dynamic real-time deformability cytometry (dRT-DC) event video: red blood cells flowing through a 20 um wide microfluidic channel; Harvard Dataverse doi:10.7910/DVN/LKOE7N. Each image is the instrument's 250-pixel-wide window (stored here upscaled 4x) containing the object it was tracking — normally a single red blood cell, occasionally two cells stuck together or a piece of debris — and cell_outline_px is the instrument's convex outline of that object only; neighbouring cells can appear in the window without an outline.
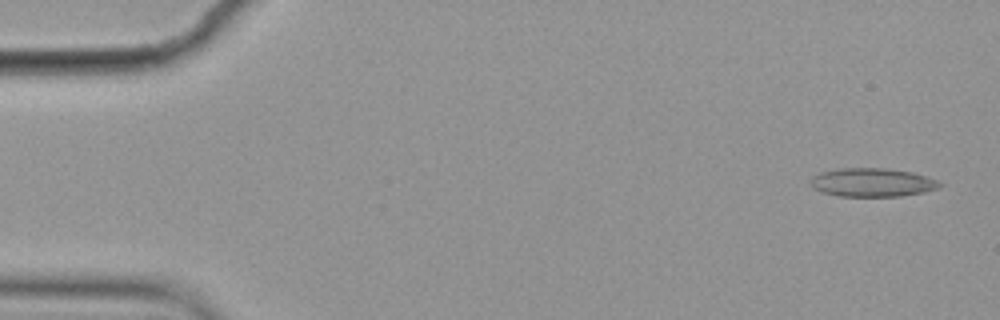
{"species": "common noctule bat (a hibernating species)", "species_latin": "Nyctalus noctula", "temperature_condition": "cold", "stored_images_in_passage": 6, "camera_frame_rate_fps": 3000, "um_per_image_px": 0.085, "animal": {"sex": "female", "body_mass_g": 19.9}, "frame": {"image": 1, "passage_image": 1, "time_ms": 0.0, "image_size_px": [1000, 320], "cell_outline_px": [[944, 184], [936, 188], [924, 192], [900, 196], [840, 196], [820, 192], [812, 188], [812, 176], [820, 172], [840, 168], [888, 168], [912, 172], [936, 180]], "centroid_in_image_um": [74.12, 15.5], "position_along_channel_um": 10.9, "area_um2": 21.44}}
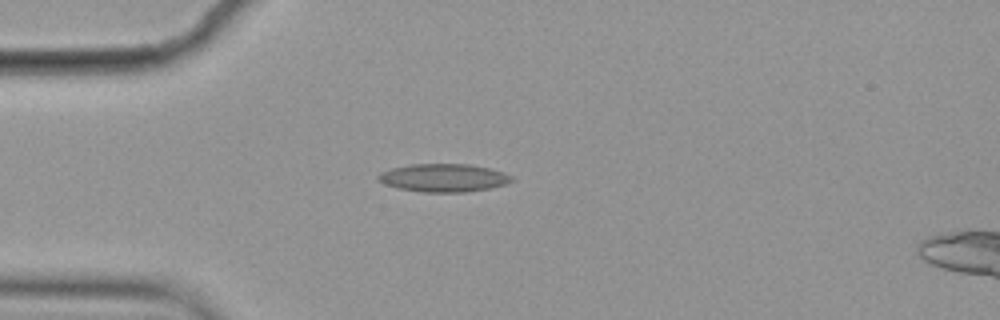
{"frame": {"image": 2, "passage_image": 4, "time_ms": 1.0, "image_size_px": [1000, 320], "cell_outline_px": [[516, 180], [492, 188], [464, 192], [424, 192], [400, 188], [384, 184], [376, 180], [376, 176], [380, 172], [392, 168], [412, 164], [468, 164], [488, 168], [512, 176]], "centroid_in_image_um": [37.68, 15.11], "position_along_channel_um": 47.3, "area_um2": 21.73}}
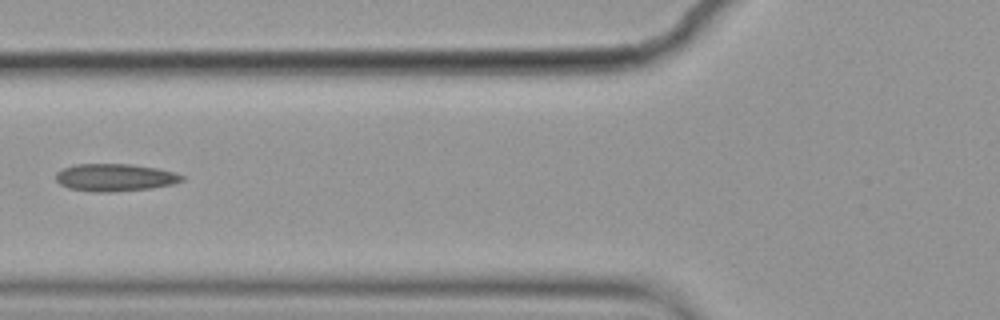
{"frame": {"image": 3, "passage_image": 6, "time_ms": 1.667, "image_size_px": [1000, 320], "cell_outline_px": [[184, 180], [172, 184], [152, 188], [112, 192], [92, 192], [68, 188], [60, 184], [56, 180], [56, 172], [64, 168], [76, 164], [132, 164], [156, 168], [172, 172], [184, 176]], "centroid_in_image_um": [9.75, 15.09], "position_along_channel_um": 116.1, "area_um2": 20.17}}